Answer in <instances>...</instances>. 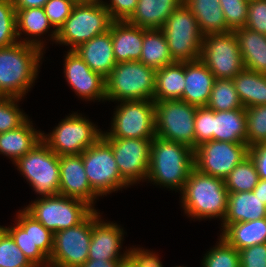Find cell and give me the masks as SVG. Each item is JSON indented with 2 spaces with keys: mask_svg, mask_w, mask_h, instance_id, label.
Listing matches in <instances>:
<instances>
[{
  "mask_svg": "<svg viewBox=\"0 0 266 267\" xmlns=\"http://www.w3.org/2000/svg\"><path fill=\"white\" fill-rule=\"evenodd\" d=\"M43 51L18 42L0 47V96L23 98L38 77Z\"/></svg>",
  "mask_w": 266,
  "mask_h": 267,
  "instance_id": "obj_1",
  "label": "cell"
},
{
  "mask_svg": "<svg viewBox=\"0 0 266 267\" xmlns=\"http://www.w3.org/2000/svg\"><path fill=\"white\" fill-rule=\"evenodd\" d=\"M181 207L188 217L223 222L228 209V190L225 180L201 173L193 168L180 192Z\"/></svg>",
  "mask_w": 266,
  "mask_h": 267,
  "instance_id": "obj_2",
  "label": "cell"
},
{
  "mask_svg": "<svg viewBox=\"0 0 266 267\" xmlns=\"http://www.w3.org/2000/svg\"><path fill=\"white\" fill-rule=\"evenodd\" d=\"M193 168L194 150L189 146L157 136L152 139L146 181L181 192Z\"/></svg>",
  "mask_w": 266,
  "mask_h": 267,
  "instance_id": "obj_3",
  "label": "cell"
},
{
  "mask_svg": "<svg viewBox=\"0 0 266 267\" xmlns=\"http://www.w3.org/2000/svg\"><path fill=\"white\" fill-rule=\"evenodd\" d=\"M156 69L140 61L117 63L105 78L106 101L153 100Z\"/></svg>",
  "mask_w": 266,
  "mask_h": 267,
  "instance_id": "obj_4",
  "label": "cell"
},
{
  "mask_svg": "<svg viewBox=\"0 0 266 267\" xmlns=\"http://www.w3.org/2000/svg\"><path fill=\"white\" fill-rule=\"evenodd\" d=\"M114 20L103 3H76L57 31L56 44L76 49L80 44L107 32Z\"/></svg>",
  "mask_w": 266,
  "mask_h": 267,
  "instance_id": "obj_5",
  "label": "cell"
},
{
  "mask_svg": "<svg viewBox=\"0 0 266 267\" xmlns=\"http://www.w3.org/2000/svg\"><path fill=\"white\" fill-rule=\"evenodd\" d=\"M30 203L23 209L53 233L79 225L95 210L86 201L60 194Z\"/></svg>",
  "mask_w": 266,
  "mask_h": 267,
  "instance_id": "obj_6",
  "label": "cell"
},
{
  "mask_svg": "<svg viewBox=\"0 0 266 267\" xmlns=\"http://www.w3.org/2000/svg\"><path fill=\"white\" fill-rule=\"evenodd\" d=\"M161 30L173 62L184 63L200 59L204 35L184 2L172 12Z\"/></svg>",
  "mask_w": 266,
  "mask_h": 267,
  "instance_id": "obj_7",
  "label": "cell"
},
{
  "mask_svg": "<svg viewBox=\"0 0 266 267\" xmlns=\"http://www.w3.org/2000/svg\"><path fill=\"white\" fill-rule=\"evenodd\" d=\"M69 115L52 132L42 133V141L58 156L80 155L102 137L103 131L89 118L77 112Z\"/></svg>",
  "mask_w": 266,
  "mask_h": 267,
  "instance_id": "obj_8",
  "label": "cell"
},
{
  "mask_svg": "<svg viewBox=\"0 0 266 267\" xmlns=\"http://www.w3.org/2000/svg\"><path fill=\"white\" fill-rule=\"evenodd\" d=\"M13 164L37 195L48 197L59 194V156L43 141Z\"/></svg>",
  "mask_w": 266,
  "mask_h": 267,
  "instance_id": "obj_9",
  "label": "cell"
},
{
  "mask_svg": "<svg viewBox=\"0 0 266 267\" xmlns=\"http://www.w3.org/2000/svg\"><path fill=\"white\" fill-rule=\"evenodd\" d=\"M155 102V133L167 141L189 146L195 150V114L197 106L182 100Z\"/></svg>",
  "mask_w": 266,
  "mask_h": 267,
  "instance_id": "obj_10",
  "label": "cell"
},
{
  "mask_svg": "<svg viewBox=\"0 0 266 267\" xmlns=\"http://www.w3.org/2000/svg\"><path fill=\"white\" fill-rule=\"evenodd\" d=\"M113 112L110 132L102 138L153 139L155 133V102L153 100L120 101Z\"/></svg>",
  "mask_w": 266,
  "mask_h": 267,
  "instance_id": "obj_11",
  "label": "cell"
},
{
  "mask_svg": "<svg viewBox=\"0 0 266 267\" xmlns=\"http://www.w3.org/2000/svg\"><path fill=\"white\" fill-rule=\"evenodd\" d=\"M80 155L88 181L100 197L130 186L121 177L112 148L102 137Z\"/></svg>",
  "mask_w": 266,
  "mask_h": 267,
  "instance_id": "obj_12",
  "label": "cell"
},
{
  "mask_svg": "<svg viewBox=\"0 0 266 267\" xmlns=\"http://www.w3.org/2000/svg\"><path fill=\"white\" fill-rule=\"evenodd\" d=\"M94 210L79 225L54 233L49 265L54 267H81L89 256L93 223L101 216Z\"/></svg>",
  "mask_w": 266,
  "mask_h": 267,
  "instance_id": "obj_13",
  "label": "cell"
},
{
  "mask_svg": "<svg viewBox=\"0 0 266 267\" xmlns=\"http://www.w3.org/2000/svg\"><path fill=\"white\" fill-rule=\"evenodd\" d=\"M200 60L216 79H233L245 69L234 31L204 35Z\"/></svg>",
  "mask_w": 266,
  "mask_h": 267,
  "instance_id": "obj_14",
  "label": "cell"
},
{
  "mask_svg": "<svg viewBox=\"0 0 266 267\" xmlns=\"http://www.w3.org/2000/svg\"><path fill=\"white\" fill-rule=\"evenodd\" d=\"M247 143L211 140L194 150V168L201 173L225 179L248 156Z\"/></svg>",
  "mask_w": 266,
  "mask_h": 267,
  "instance_id": "obj_15",
  "label": "cell"
},
{
  "mask_svg": "<svg viewBox=\"0 0 266 267\" xmlns=\"http://www.w3.org/2000/svg\"><path fill=\"white\" fill-rule=\"evenodd\" d=\"M103 139L111 146L120 175L130 186L147 180L152 139Z\"/></svg>",
  "mask_w": 266,
  "mask_h": 267,
  "instance_id": "obj_16",
  "label": "cell"
},
{
  "mask_svg": "<svg viewBox=\"0 0 266 267\" xmlns=\"http://www.w3.org/2000/svg\"><path fill=\"white\" fill-rule=\"evenodd\" d=\"M64 75L75 94L87 101H106L105 78L93 72L74 50L64 56Z\"/></svg>",
  "mask_w": 266,
  "mask_h": 267,
  "instance_id": "obj_17",
  "label": "cell"
},
{
  "mask_svg": "<svg viewBox=\"0 0 266 267\" xmlns=\"http://www.w3.org/2000/svg\"><path fill=\"white\" fill-rule=\"evenodd\" d=\"M59 166V194L86 201L95 209L94 201L100 196L92 189L88 181L82 156L61 155L59 156Z\"/></svg>",
  "mask_w": 266,
  "mask_h": 267,
  "instance_id": "obj_18",
  "label": "cell"
},
{
  "mask_svg": "<svg viewBox=\"0 0 266 267\" xmlns=\"http://www.w3.org/2000/svg\"><path fill=\"white\" fill-rule=\"evenodd\" d=\"M123 228L117 223L104 222L101 216L93 223L89 247L90 260H124L128 257V249L120 252L124 237Z\"/></svg>",
  "mask_w": 266,
  "mask_h": 267,
  "instance_id": "obj_19",
  "label": "cell"
},
{
  "mask_svg": "<svg viewBox=\"0 0 266 267\" xmlns=\"http://www.w3.org/2000/svg\"><path fill=\"white\" fill-rule=\"evenodd\" d=\"M215 80L200 59L185 62V88L181 100L197 107L207 106Z\"/></svg>",
  "mask_w": 266,
  "mask_h": 267,
  "instance_id": "obj_20",
  "label": "cell"
},
{
  "mask_svg": "<svg viewBox=\"0 0 266 267\" xmlns=\"http://www.w3.org/2000/svg\"><path fill=\"white\" fill-rule=\"evenodd\" d=\"M75 52L93 72L106 78L116 66L110 29L80 44Z\"/></svg>",
  "mask_w": 266,
  "mask_h": 267,
  "instance_id": "obj_21",
  "label": "cell"
},
{
  "mask_svg": "<svg viewBox=\"0 0 266 267\" xmlns=\"http://www.w3.org/2000/svg\"><path fill=\"white\" fill-rule=\"evenodd\" d=\"M110 33L116 63L139 61L142 53L144 28L132 25L126 20L113 21Z\"/></svg>",
  "mask_w": 266,
  "mask_h": 267,
  "instance_id": "obj_22",
  "label": "cell"
},
{
  "mask_svg": "<svg viewBox=\"0 0 266 267\" xmlns=\"http://www.w3.org/2000/svg\"><path fill=\"white\" fill-rule=\"evenodd\" d=\"M42 141V132L33 127L28 118L16 129L0 133V154L15 163Z\"/></svg>",
  "mask_w": 266,
  "mask_h": 267,
  "instance_id": "obj_23",
  "label": "cell"
},
{
  "mask_svg": "<svg viewBox=\"0 0 266 267\" xmlns=\"http://www.w3.org/2000/svg\"><path fill=\"white\" fill-rule=\"evenodd\" d=\"M266 217V205L262 200L249 192H228V209L221 223L223 230L228 224L254 221Z\"/></svg>",
  "mask_w": 266,
  "mask_h": 267,
  "instance_id": "obj_24",
  "label": "cell"
},
{
  "mask_svg": "<svg viewBox=\"0 0 266 267\" xmlns=\"http://www.w3.org/2000/svg\"><path fill=\"white\" fill-rule=\"evenodd\" d=\"M183 0H138L136 9L126 20L145 29H161Z\"/></svg>",
  "mask_w": 266,
  "mask_h": 267,
  "instance_id": "obj_25",
  "label": "cell"
},
{
  "mask_svg": "<svg viewBox=\"0 0 266 267\" xmlns=\"http://www.w3.org/2000/svg\"><path fill=\"white\" fill-rule=\"evenodd\" d=\"M16 10V32L19 42L29 44L40 48L43 52L45 49V41L40 36L46 34L52 25L49 23L44 8H27ZM26 34V38L22 39V35ZM37 37V39H36Z\"/></svg>",
  "mask_w": 266,
  "mask_h": 267,
  "instance_id": "obj_26",
  "label": "cell"
},
{
  "mask_svg": "<svg viewBox=\"0 0 266 267\" xmlns=\"http://www.w3.org/2000/svg\"><path fill=\"white\" fill-rule=\"evenodd\" d=\"M246 126L245 108L230 111L212 110L213 140L246 143Z\"/></svg>",
  "mask_w": 266,
  "mask_h": 267,
  "instance_id": "obj_27",
  "label": "cell"
},
{
  "mask_svg": "<svg viewBox=\"0 0 266 267\" xmlns=\"http://www.w3.org/2000/svg\"><path fill=\"white\" fill-rule=\"evenodd\" d=\"M245 69L266 75V35L246 27L234 30Z\"/></svg>",
  "mask_w": 266,
  "mask_h": 267,
  "instance_id": "obj_28",
  "label": "cell"
},
{
  "mask_svg": "<svg viewBox=\"0 0 266 267\" xmlns=\"http://www.w3.org/2000/svg\"><path fill=\"white\" fill-rule=\"evenodd\" d=\"M220 236L238 251L266 243V217L254 221L228 224Z\"/></svg>",
  "mask_w": 266,
  "mask_h": 267,
  "instance_id": "obj_29",
  "label": "cell"
},
{
  "mask_svg": "<svg viewBox=\"0 0 266 267\" xmlns=\"http://www.w3.org/2000/svg\"><path fill=\"white\" fill-rule=\"evenodd\" d=\"M195 16L203 35L228 33L223 10L219 0H183Z\"/></svg>",
  "mask_w": 266,
  "mask_h": 267,
  "instance_id": "obj_30",
  "label": "cell"
},
{
  "mask_svg": "<svg viewBox=\"0 0 266 267\" xmlns=\"http://www.w3.org/2000/svg\"><path fill=\"white\" fill-rule=\"evenodd\" d=\"M185 62L156 70L154 101L181 100L185 88Z\"/></svg>",
  "mask_w": 266,
  "mask_h": 267,
  "instance_id": "obj_31",
  "label": "cell"
},
{
  "mask_svg": "<svg viewBox=\"0 0 266 267\" xmlns=\"http://www.w3.org/2000/svg\"><path fill=\"white\" fill-rule=\"evenodd\" d=\"M243 107L266 105V75L242 70L233 79Z\"/></svg>",
  "mask_w": 266,
  "mask_h": 267,
  "instance_id": "obj_32",
  "label": "cell"
},
{
  "mask_svg": "<svg viewBox=\"0 0 266 267\" xmlns=\"http://www.w3.org/2000/svg\"><path fill=\"white\" fill-rule=\"evenodd\" d=\"M139 61L156 70L174 63L161 29L144 28L142 53Z\"/></svg>",
  "mask_w": 266,
  "mask_h": 267,
  "instance_id": "obj_33",
  "label": "cell"
},
{
  "mask_svg": "<svg viewBox=\"0 0 266 267\" xmlns=\"http://www.w3.org/2000/svg\"><path fill=\"white\" fill-rule=\"evenodd\" d=\"M228 192L253 191L259 181L256 166L248 155L224 179Z\"/></svg>",
  "mask_w": 266,
  "mask_h": 267,
  "instance_id": "obj_34",
  "label": "cell"
},
{
  "mask_svg": "<svg viewBox=\"0 0 266 267\" xmlns=\"http://www.w3.org/2000/svg\"><path fill=\"white\" fill-rule=\"evenodd\" d=\"M32 265L44 267L49 265L53 249L54 233L46 229L31 216Z\"/></svg>",
  "mask_w": 266,
  "mask_h": 267,
  "instance_id": "obj_35",
  "label": "cell"
},
{
  "mask_svg": "<svg viewBox=\"0 0 266 267\" xmlns=\"http://www.w3.org/2000/svg\"><path fill=\"white\" fill-rule=\"evenodd\" d=\"M207 107L213 111H230L244 108L232 79H216Z\"/></svg>",
  "mask_w": 266,
  "mask_h": 267,
  "instance_id": "obj_36",
  "label": "cell"
},
{
  "mask_svg": "<svg viewBox=\"0 0 266 267\" xmlns=\"http://www.w3.org/2000/svg\"><path fill=\"white\" fill-rule=\"evenodd\" d=\"M215 247L206 252L202 267H240L239 251L228 244L221 236Z\"/></svg>",
  "mask_w": 266,
  "mask_h": 267,
  "instance_id": "obj_37",
  "label": "cell"
},
{
  "mask_svg": "<svg viewBox=\"0 0 266 267\" xmlns=\"http://www.w3.org/2000/svg\"><path fill=\"white\" fill-rule=\"evenodd\" d=\"M16 216V224L5 227V230L32 264L31 215L21 209Z\"/></svg>",
  "mask_w": 266,
  "mask_h": 267,
  "instance_id": "obj_38",
  "label": "cell"
},
{
  "mask_svg": "<svg viewBox=\"0 0 266 267\" xmlns=\"http://www.w3.org/2000/svg\"><path fill=\"white\" fill-rule=\"evenodd\" d=\"M246 143L248 147L266 143V105L246 108Z\"/></svg>",
  "mask_w": 266,
  "mask_h": 267,
  "instance_id": "obj_39",
  "label": "cell"
},
{
  "mask_svg": "<svg viewBox=\"0 0 266 267\" xmlns=\"http://www.w3.org/2000/svg\"><path fill=\"white\" fill-rule=\"evenodd\" d=\"M18 42L13 0H0V47H9Z\"/></svg>",
  "mask_w": 266,
  "mask_h": 267,
  "instance_id": "obj_40",
  "label": "cell"
},
{
  "mask_svg": "<svg viewBox=\"0 0 266 267\" xmlns=\"http://www.w3.org/2000/svg\"><path fill=\"white\" fill-rule=\"evenodd\" d=\"M19 101L21 98L0 96V133L16 129L28 119L19 108Z\"/></svg>",
  "mask_w": 266,
  "mask_h": 267,
  "instance_id": "obj_41",
  "label": "cell"
},
{
  "mask_svg": "<svg viewBox=\"0 0 266 267\" xmlns=\"http://www.w3.org/2000/svg\"><path fill=\"white\" fill-rule=\"evenodd\" d=\"M0 267H34L6 230L0 235Z\"/></svg>",
  "mask_w": 266,
  "mask_h": 267,
  "instance_id": "obj_42",
  "label": "cell"
},
{
  "mask_svg": "<svg viewBox=\"0 0 266 267\" xmlns=\"http://www.w3.org/2000/svg\"><path fill=\"white\" fill-rule=\"evenodd\" d=\"M77 2L75 0H48L44 5V11L48 17L49 23L53 30L50 34V40L55 42L57 31L64 24L66 19L70 16L73 7Z\"/></svg>",
  "mask_w": 266,
  "mask_h": 267,
  "instance_id": "obj_43",
  "label": "cell"
},
{
  "mask_svg": "<svg viewBox=\"0 0 266 267\" xmlns=\"http://www.w3.org/2000/svg\"><path fill=\"white\" fill-rule=\"evenodd\" d=\"M226 20L227 27L234 31L246 24L248 14V1L245 0H219Z\"/></svg>",
  "mask_w": 266,
  "mask_h": 267,
  "instance_id": "obj_44",
  "label": "cell"
},
{
  "mask_svg": "<svg viewBox=\"0 0 266 267\" xmlns=\"http://www.w3.org/2000/svg\"><path fill=\"white\" fill-rule=\"evenodd\" d=\"M194 124L196 149L201 143L213 140L212 109L207 106L197 107Z\"/></svg>",
  "mask_w": 266,
  "mask_h": 267,
  "instance_id": "obj_45",
  "label": "cell"
},
{
  "mask_svg": "<svg viewBox=\"0 0 266 267\" xmlns=\"http://www.w3.org/2000/svg\"><path fill=\"white\" fill-rule=\"evenodd\" d=\"M246 28L266 35V0L248 2Z\"/></svg>",
  "mask_w": 266,
  "mask_h": 267,
  "instance_id": "obj_46",
  "label": "cell"
},
{
  "mask_svg": "<svg viewBox=\"0 0 266 267\" xmlns=\"http://www.w3.org/2000/svg\"><path fill=\"white\" fill-rule=\"evenodd\" d=\"M240 267H266V243L239 250Z\"/></svg>",
  "mask_w": 266,
  "mask_h": 267,
  "instance_id": "obj_47",
  "label": "cell"
},
{
  "mask_svg": "<svg viewBox=\"0 0 266 267\" xmlns=\"http://www.w3.org/2000/svg\"><path fill=\"white\" fill-rule=\"evenodd\" d=\"M110 3L103 2L114 21L127 20L136 9L138 0H109Z\"/></svg>",
  "mask_w": 266,
  "mask_h": 267,
  "instance_id": "obj_48",
  "label": "cell"
},
{
  "mask_svg": "<svg viewBox=\"0 0 266 267\" xmlns=\"http://www.w3.org/2000/svg\"><path fill=\"white\" fill-rule=\"evenodd\" d=\"M159 255L148 249L138 247L128 249V257L137 267H163Z\"/></svg>",
  "mask_w": 266,
  "mask_h": 267,
  "instance_id": "obj_49",
  "label": "cell"
},
{
  "mask_svg": "<svg viewBox=\"0 0 266 267\" xmlns=\"http://www.w3.org/2000/svg\"><path fill=\"white\" fill-rule=\"evenodd\" d=\"M248 155L256 166L259 179L266 180V143H259L249 147Z\"/></svg>",
  "mask_w": 266,
  "mask_h": 267,
  "instance_id": "obj_50",
  "label": "cell"
},
{
  "mask_svg": "<svg viewBox=\"0 0 266 267\" xmlns=\"http://www.w3.org/2000/svg\"><path fill=\"white\" fill-rule=\"evenodd\" d=\"M48 0H13L15 9L43 8Z\"/></svg>",
  "mask_w": 266,
  "mask_h": 267,
  "instance_id": "obj_51",
  "label": "cell"
},
{
  "mask_svg": "<svg viewBox=\"0 0 266 267\" xmlns=\"http://www.w3.org/2000/svg\"><path fill=\"white\" fill-rule=\"evenodd\" d=\"M122 260H90L87 259L81 267H119Z\"/></svg>",
  "mask_w": 266,
  "mask_h": 267,
  "instance_id": "obj_52",
  "label": "cell"
},
{
  "mask_svg": "<svg viewBox=\"0 0 266 267\" xmlns=\"http://www.w3.org/2000/svg\"><path fill=\"white\" fill-rule=\"evenodd\" d=\"M253 192L266 205V180L259 179V181H258L257 185L255 186Z\"/></svg>",
  "mask_w": 266,
  "mask_h": 267,
  "instance_id": "obj_53",
  "label": "cell"
},
{
  "mask_svg": "<svg viewBox=\"0 0 266 267\" xmlns=\"http://www.w3.org/2000/svg\"><path fill=\"white\" fill-rule=\"evenodd\" d=\"M119 267H137V266L133 263V261L129 257H127L126 259L121 261Z\"/></svg>",
  "mask_w": 266,
  "mask_h": 267,
  "instance_id": "obj_54",
  "label": "cell"
},
{
  "mask_svg": "<svg viewBox=\"0 0 266 267\" xmlns=\"http://www.w3.org/2000/svg\"><path fill=\"white\" fill-rule=\"evenodd\" d=\"M77 3H103V0H75Z\"/></svg>",
  "mask_w": 266,
  "mask_h": 267,
  "instance_id": "obj_55",
  "label": "cell"
},
{
  "mask_svg": "<svg viewBox=\"0 0 266 267\" xmlns=\"http://www.w3.org/2000/svg\"><path fill=\"white\" fill-rule=\"evenodd\" d=\"M5 231V227L0 225V235Z\"/></svg>",
  "mask_w": 266,
  "mask_h": 267,
  "instance_id": "obj_56",
  "label": "cell"
}]
</instances>
